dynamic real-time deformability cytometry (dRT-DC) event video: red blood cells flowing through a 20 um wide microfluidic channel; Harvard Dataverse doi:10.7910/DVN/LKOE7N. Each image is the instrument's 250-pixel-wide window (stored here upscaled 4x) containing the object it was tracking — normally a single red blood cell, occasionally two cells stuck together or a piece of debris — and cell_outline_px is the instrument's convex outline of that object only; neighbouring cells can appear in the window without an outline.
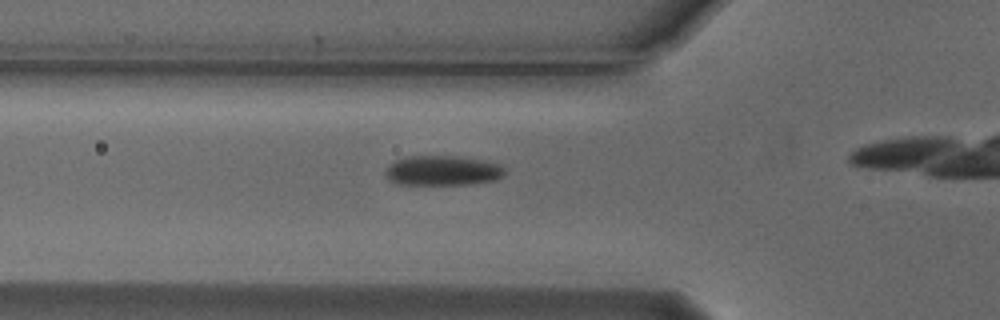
{"species": "Egyptian fruit bat (a non-hibernating species)", "species_latin": "Rousettus aegyptiacus", "temperature_condition": "cold", "stored_images_in_passage": 7, "camera_frame_rate_fps": 3000, "um_per_image_px": 0.085, "animal": {"sex": "male"}, "frame": {"image": 1, "passage_image": 2, "time_ms": 0.333, "image_size_px": [1000, 320], "cell_outline_px": [[504, 176], [496, 180], [468, 184], [396, 184], [388, 180], [384, 172], [388, 164], [396, 160], [408, 156], [456, 156], [484, 160], [500, 164], [504, 168]], "centroid_in_image_um": [37.6, 14.5], "position_along_channel_um": 88.2, "area_um2": 20.92}}
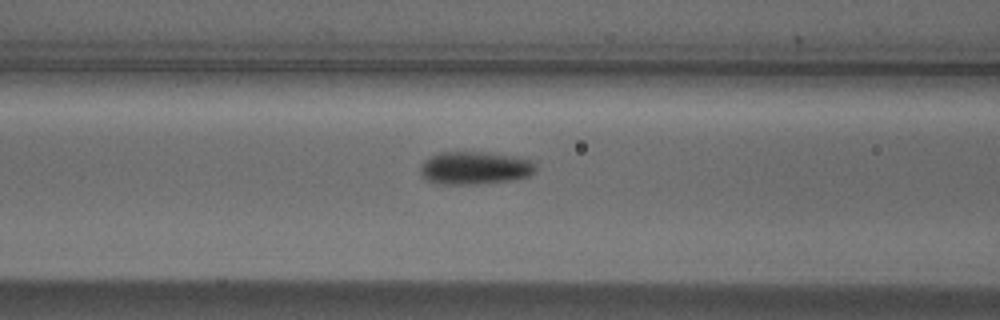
{"frame": {"image": 2, "passage_image": 5, "time_ms": 1.333, "image_size_px": [1000, 320], "cell_outline_px": [[536, 172], [528, 176], [512, 180], [476, 184], [436, 184], [420, 176], [420, 164], [428, 156], [440, 152], [484, 152], [516, 156], [532, 160], [536, 164]], "centroid_in_image_um": [40.34, 14.27], "position_along_channel_um": 126.3, "area_um2": 22.48}}